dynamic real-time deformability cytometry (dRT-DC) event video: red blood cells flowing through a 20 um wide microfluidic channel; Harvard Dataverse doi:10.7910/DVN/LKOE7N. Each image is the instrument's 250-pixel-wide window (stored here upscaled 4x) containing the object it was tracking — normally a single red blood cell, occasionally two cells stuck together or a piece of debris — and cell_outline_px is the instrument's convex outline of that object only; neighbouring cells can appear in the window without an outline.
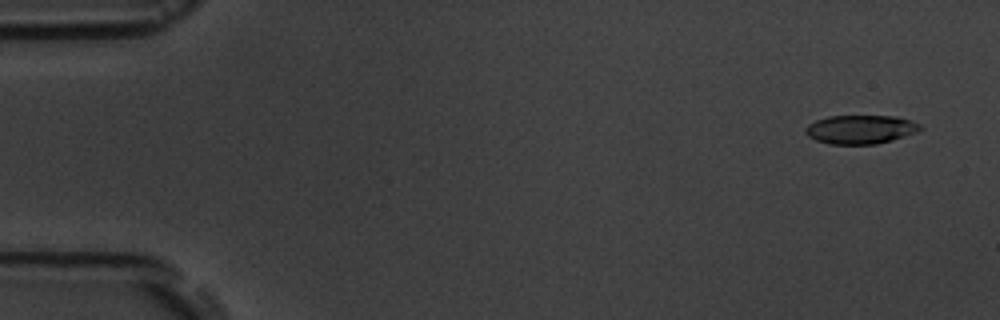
{"species": "common noctule bat (a hibernating species)", "species_latin": "Nyctalus noctula", "temperature_condition": "room temperature", "stored_images_in_passage": 4, "camera_frame_rate_fps": 3000, "um_per_image_px": 0.085, "animal": {"sex": "male", "body_mass_g": 19.5, "forearm_length_mm": 54.6}, "frame": {"image": 1, "passage_image": 1, "time_ms": 0.0, "image_size_px": [1000, 320], "cell_outline_px": [[924, 128], [916, 132], [892, 140], [876, 144], [828, 144], [816, 140], [808, 136], [804, 132], [804, 128], [808, 124], [816, 120], [828, 116], [896, 116], [920, 124]], "centroid_in_image_um": [73.11, 11.0], "position_along_channel_um": 11.9, "area_um2": 19.25}}
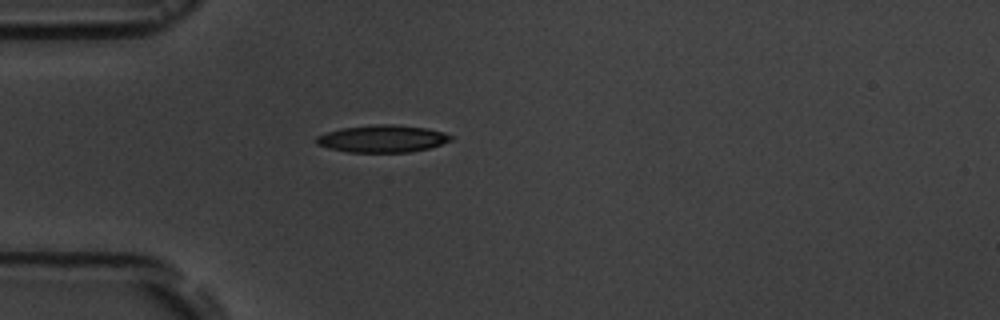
{"frame": {"image": 2, "passage_image": 4, "time_ms": 4.333, "image_size_px": [1000, 320], "cell_outline_px": [[452, 140], [428, 148], [408, 152], [348, 152], [328, 148], [316, 144], [316, 136], [340, 128], [376, 124], [392, 124], [428, 128], [444, 132], [452, 136]], "centroid_in_image_um": [32.49, 11.78], "position_along_channel_um": 52.5, "area_um2": 21.33}}